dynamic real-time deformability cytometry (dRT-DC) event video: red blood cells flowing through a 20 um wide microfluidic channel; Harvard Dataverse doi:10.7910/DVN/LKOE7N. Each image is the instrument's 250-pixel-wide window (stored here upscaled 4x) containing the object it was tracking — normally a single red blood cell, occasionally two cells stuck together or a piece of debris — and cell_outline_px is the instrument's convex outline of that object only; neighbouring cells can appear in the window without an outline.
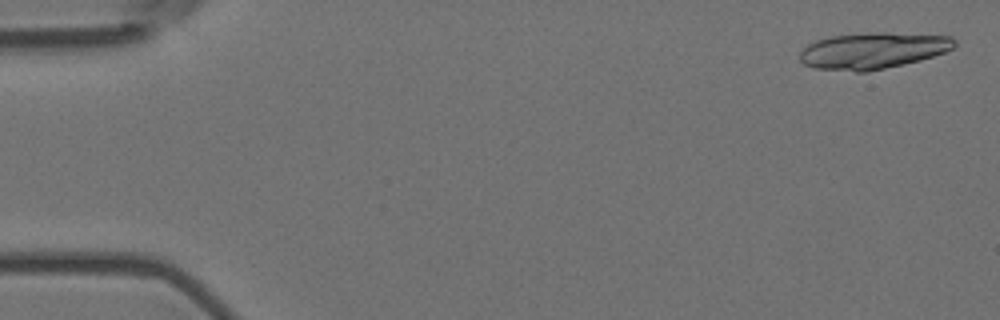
{"species": "Egyptian fruit bat (a non-hibernating species)", "species_latin": "Rousettus aegyptiacus", "temperature_condition": "room temperature", "stored_images_in_passage": 5, "camera_frame_rate_fps": 3000, "um_per_image_px": 0.085, "animal": {"sex": "female"}, "frame": {"image": 1, "passage_image": 1, "time_ms": 0.0, "image_size_px": [1000, 320], "cell_outline_px": [[956, 44], [952, 48], [944, 52], [920, 60], [868, 72], [856, 72], [812, 68], [804, 64], [800, 60], [800, 52], [808, 44], [816, 40], [832, 36], [868, 32], [888, 32], [952, 36], [956, 40]], "centroid_in_image_um": [74.18, 4.3], "position_along_channel_um": 10.8, "area_um2": 32.95}}